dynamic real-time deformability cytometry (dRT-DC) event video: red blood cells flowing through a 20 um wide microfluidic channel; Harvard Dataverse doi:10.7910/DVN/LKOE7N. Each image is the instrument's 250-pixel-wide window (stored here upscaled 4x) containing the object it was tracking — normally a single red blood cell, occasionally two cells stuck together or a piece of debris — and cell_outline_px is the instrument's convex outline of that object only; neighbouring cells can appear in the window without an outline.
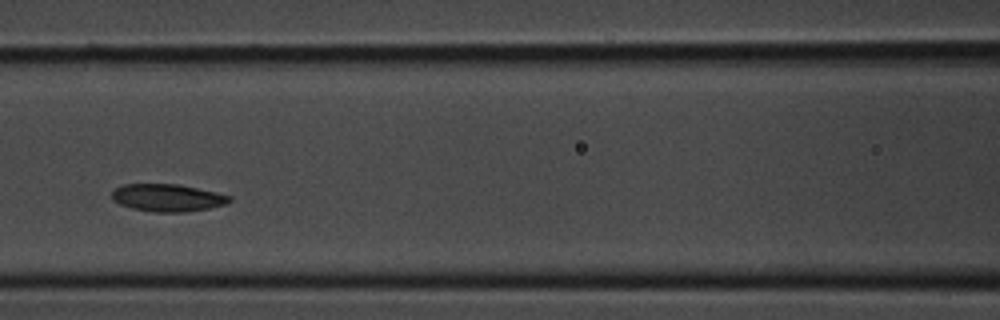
{"species": "common noctule bat (a hibernating species)", "species_latin": "Nyctalus noctula", "temperature_condition": "room temperature", "stored_images_in_passage": 32, "camera_frame_rate_fps": 3000, "um_per_image_px": 0.085, "animal": {"sex": "male", "body_mass_g": 20.1, "forearm_length_mm": 53.5}, "frame": {"image": 1, "passage_image": 10, "time_ms": 3.0, "image_size_px": [1000, 320], "cell_outline_px": [[232, 200], [228, 204], [208, 208], [184, 212], [152, 212], [132, 208], [120, 204], [112, 200], [112, 192], [116, 188], [124, 184], [176, 184], [216, 192], [232, 196]], "centroid_in_image_um": [14.25, 16.81], "position_along_channel_um": 152.3, "area_um2": 18.79}}
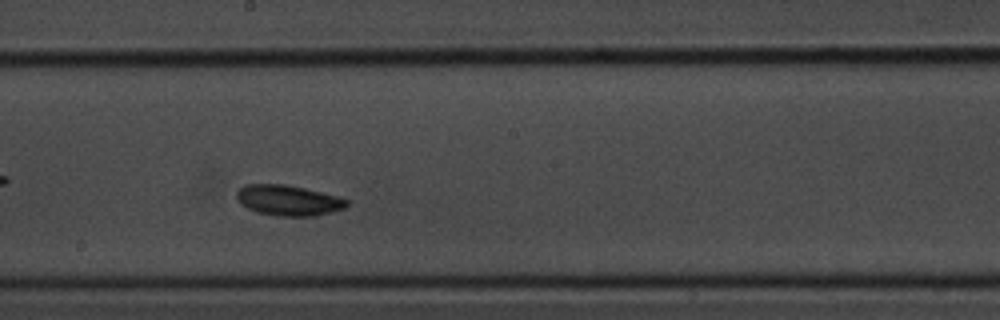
{"frame": {"image": 2, "passage_image": 14, "time_ms": 4.333, "image_size_px": [1000, 320], "cell_outline_px": [[348, 208], [316, 216], [276, 216], [256, 212], [240, 204], [236, 200], [236, 192], [244, 184], [284, 184], [304, 188], [336, 196], [348, 200]], "centroid_in_image_um": [24.49, 17.04], "position_along_channel_um": 223.7, "area_um2": 19.77}}
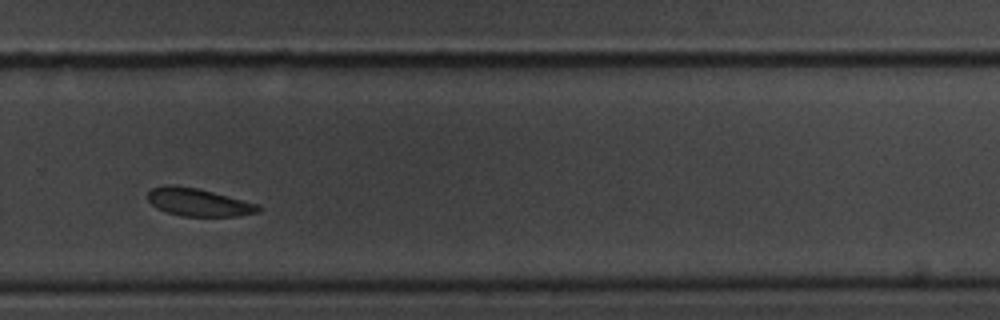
{"frame": {"image": 3, "passage_image": 19, "time_ms": 6.0, "image_size_px": [1000, 320], "cell_outline_px": [[260, 212], [240, 216], [180, 216], [164, 212], [156, 208], [148, 200], [148, 192], [152, 188], [164, 184], [172, 184], [196, 188], [260, 204]], "centroid_in_image_um": [16.85, 17.2], "position_along_channel_um": 312.9, "area_um2": 18.09}}